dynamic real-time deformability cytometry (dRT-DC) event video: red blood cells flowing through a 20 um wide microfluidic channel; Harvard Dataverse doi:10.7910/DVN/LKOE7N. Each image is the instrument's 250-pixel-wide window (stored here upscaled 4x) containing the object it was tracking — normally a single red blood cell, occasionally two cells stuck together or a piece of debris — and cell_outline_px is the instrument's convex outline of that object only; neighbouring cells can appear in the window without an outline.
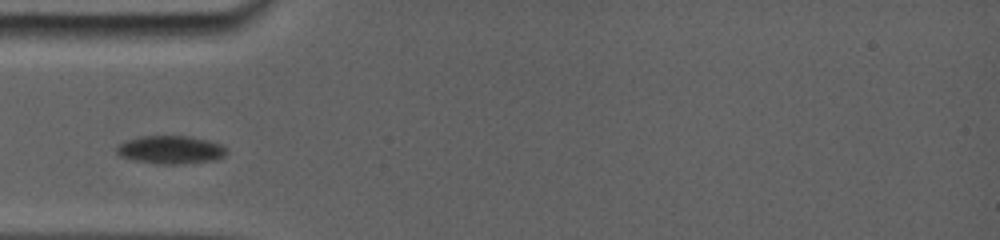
{"species": "common noctule bat (a hibernating species)", "species_latin": "Nyctalus noctula", "temperature_condition": "room temperature", "stored_images_in_passage": 14, "camera_frame_rate_fps": 5000, "um_per_image_px": 0.085, "animal": {"sex": "female", "body_mass_g": 19.0, "forearm_length_mm": 56.7}, "frame": {"image": 1, "passage_image": 2, "time_ms": 1.2, "image_size_px": [1000, 240], "cell_outline_px": [[224, 156], [216, 160], [180, 164], [160, 164], [136, 160], [120, 156], [116, 152], [116, 148], [120, 144], [128, 140], [148, 136], [184, 136], [204, 140], [220, 144], [224, 148]], "centroid_in_image_um": [14.49, 12.74], "position_along_channel_um": 70.5, "area_um2": 17.46}}
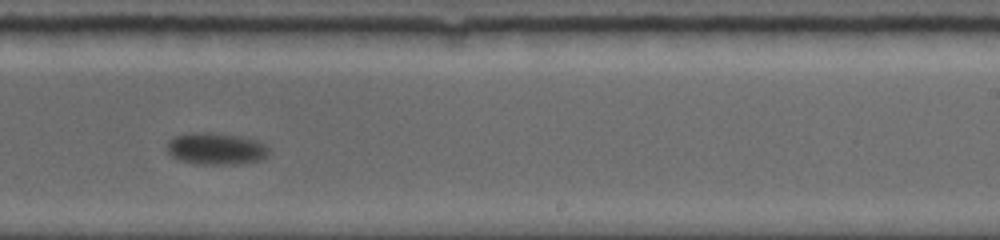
{"frame": {"image": 2, "passage_image": 7, "time_ms": 6.8, "image_size_px": [1000, 240], "cell_outline_px": [[268, 156], [264, 160], [236, 164], [196, 164], [180, 160], [172, 156], [168, 152], [168, 140], [176, 136], [188, 132], [212, 132], [240, 136], [256, 140], [264, 144], [268, 148]], "centroid_in_image_um": [18.38, 12.64], "position_along_channel_um": 270.6, "area_um2": 19.07}}
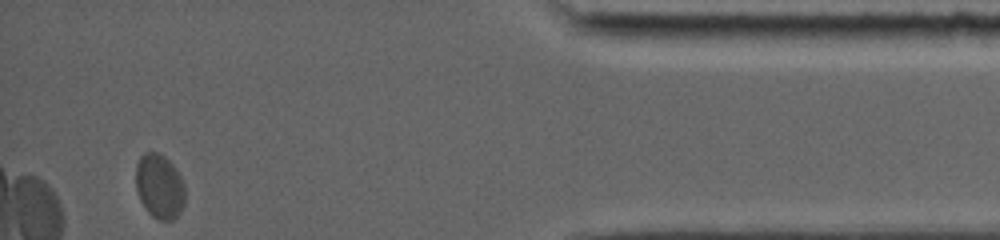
{"frame": {"image": 3, "passage_image": 14, "time_ms": 12.2, "image_size_px": [1000, 240], "cell_outline_px": [[184, 204], [180, 212], [172, 220], [160, 220], [152, 216], [148, 212], [140, 200], [136, 188], [136, 164], [140, 156], [144, 152], [160, 152], [176, 168], [184, 184]], "centroid_in_image_um": [13.55, 15.82], "position_along_channel_um": 421.7, "area_um2": 18.55}, "authors_computed_cell_mechanics": {"area_um2": 18.6116, "velocity_mm_per_s": 3.5834, "shape_relaxation_time_tau1_ms": 2.6531, "shape_relaxation_time_tau2_ms": null, "deformation_change_tau1": 0.0603, "deformation_change_tau2": null}}